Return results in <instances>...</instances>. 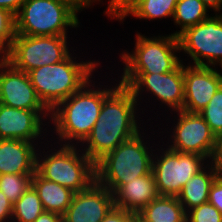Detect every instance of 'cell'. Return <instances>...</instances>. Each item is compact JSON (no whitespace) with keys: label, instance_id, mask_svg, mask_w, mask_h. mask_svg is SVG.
I'll return each instance as SVG.
<instances>
[{"label":"cell","instance_id":"21","mask_svg":"<svg viewBox=\"0 0 222 222\" xmlns=\"http://www.w3.org/2000/svg\"><path fill=\"white\" fill-rule=\"evenodd\" d=\"M186 214L177 197L159 195L136 214L135 221L186 222Z\"/></svg>","mask_w":222,"mask_h":222},{"label":"cell","instance_id":"36","mask_svg":"<svg viewBox=\"0 0 222 222\" xmlns=\"http://www.w3.org/2000/svg\"><path fill=\"white\" fill-rule=\"evenodd\" d=\"M34 222H64V218L60 214L43 211Z\"/></svg>","mask_w":222,"mask_h":222},{"label":"cell","instance_id":"22","mask_svg":"<svg viewBox=\"0 0 222 222\" xmlns=\"http://www.w3.org/2000/svg\"><path fill=\"white\" fill-rule=\"evenodd\" d=\"M208 8L201 0H178L173 15L174 22L180 28L179 31L172 33L178 36L186 28L195 26L209 17Z\"/></svg>","mask_w":222,"mask_h":222},{"label":"cell","instance_id":"29","mask_svg":"<svg viewBox=\"0 0 222 222\" xmlns=\"http://www.w3.org/2000/svg\"><path fill=\"white\" fill-rule=\"evenodd\" d=\"M139 0H109L107 10L104 12L111 19L120 20L125 13Z\"/></svg>","mask_w":222,"mask_h":222},{"label":"cell","instance_id":"9","mask_svg":"<svg viewBox=\"0 0 222 222\" xmlns=\"http://www.w3.org/2000/svg\"><path fill=\"white\" fill-rule=\"evenodd\" d=\"M162 154V155H161ZM153 155L152 174L159 195L177 197L186 183L205 166V157L167 148ZM159 157V158H158Z\"/></svg>","mask_w":222,"mask_h":222},{"label":"cell","instance_id":"17","mask_svg":"<svg viewBox=\"0 0 222 222\" xmlns=\"http://www.w3.org/2000/svg\"><path fill=\"white\" fill-rule=\"evenodd\" d=\"M35 145L19 139H0V175L34 174L37 154Z\"/></svg>","mask_w":222,"mask_h":222},{"label":"cell","instance_id":"38","mask_svg":"<svg viewBox=\"0 0 222 222\" xmlns=\"http://www.w3.org/2000/svg\"><path fill=\"white\" fill-rule=\"evenodd\" d=\"M4 59V56L0 53V62Z\"/></svg>","mask_w":222,"mask_h":222},{"label":"cell","instance_id":"11","mask_svg":"<svg viewBox=\"0 0 222 222\" xmlns=\"http://www.w3.org/2000/svg\"><path fill=\"white\" fill-rule=\"evenodd\" d=\"M121 76L119 83L128 87L136 100H139L138 96L146 90L150 94L153 93L157 100L160 99V103L172 108V111L183 109V62L168 73H122Z\"/></svg>","mask_w":222,"mask_h":222},{"label":"cell","instance_id":"12","mask_svg":"<svg viewBox=\"0 0 222 222\" xmlns=\"http://www.w3.org/2000/svg\"><path fill=\"white\" fill-rule=\"evenodd\" d=\"M176 112L179 119L177 118L173 134L170 135L173 144L171 143L168 148L177 152L201 155L209 159V162L215 146V134L210 126L199 113L183 110Z\"/></svg>","mask_w":222,"mask_h":222},{"label":"cell","instance_id":"3","mask_svg":"<svg viewBox=\"0 0 222 222\" xmlns=\"http://www.w3.org/2000/svg\"><path fill=\"white\" fill-rule=\"evenodd\" d=\"M71 54L63 61L28 72L31 84L44 106L52 111L60 102L79 91L92 78L99 63H77ZM92 73V74H91Z\"/></svg>","mask_w":222,"mask_h":222},{"label":"cell","instance_id":"8","mask_svg":"<svg viewBox=\"0 0 222 222\" xmlns=\"http://www.w3.org/2000/svg\"><path fill=\"white\" fill-rule=\"evenodd\" d=\"M66 36L15 35L4 59L15 69L29 71L65 60L70 54Z\"/></svg>","mask_w":222,"mask_h":222},{"label":"cell","instance_id":"20","mask_svg":"<svg viewBox=\"0 0 222 222\" xmlns=\"http://www.w3.org/2000/svg\"><path fill=\"white\" fill-rule=\"evenodd\" d=\"M44 211L64 215L71 204L74 192L58 183L43 178L37 171L31 177Z\"/></svg>","mask_w":222,"mask_h":222},{"label":"cell","instance_id":"25","mask_svg":"<svg viewBox=\"0 0 222 222\" xmlns=\"http://www.w3.org/2000/svg\"><path fill=\"white\" fill-rule=\"evenodd\" d=\"M33 174H2L0 175V190L14 204L31 185Z\"/></svg>","mask_w":222,"mask_h":222},{"label":"cell","instance_id":"10","mask_svg":"<svg viewBox=\"0 0 222 222\" xmlns=\"http://www.w3.org/2000/svg\"><path fill=\"white\" fill-rule=\"evenodd\" d=\"M218 14L186 28L177 36L180 52L187 53L194 66L216 67L219 64L222 67V13Z\"/></svg>","mask_w":222,"mask_h":222},{"label":"cell","instance_id":"33","mask_svg":"<svg viewBox=\"0 0 222 222\" xmlns=\"http://www.w3.org/2000/svg\"><path fill=\"white\" fill-rule=\"evenodd\" d=\"M68 7L76 16L84 8H89L92 3L89 0H52Z\"/></svg>","mask_w":222,"mask_h":222},{"label":"cell","instance_id":"30","mask_svg":"<svg viewBox=\"0 0 222 222\" xmlns=\"http://www.w3.org/2000/svg\"><path fill=\"white\" fill-rule=\"evenodd\" d=\"M136 214L113 207L101 222H135Z\"/></svg>","mask_w":222,"mask_h":222},{"label":"cell","instance_id":"23","mask_svg":"<svg viewBox=\"0 0 222 222\" xmlns=\"http://www.w3.org/2000/svg\"><path fill=\"white\" fill-rule=\"evenodd\" d=\"M178 0H139L119 20H124L129 14L139 19H162L172 17Z\"/></svg>","mask_w":222,"mask_h":222},{"label":"cell","instance_id":"4","mask_svg":"<svg viewBox=\"0 0 222 222\" xmlns=\"http://www.w3.org/2000/svg\"><path fill=\"white\" fill-rule=\"evenodd\" d=\"M140 133L121 143L95 164L96 181L113 194L133 178L152 172V151L155 150L146 146L148 142H144Z\"/></svg>","mask_w":222,"mask_h":222},{"label":"cell","instance_id":"2","mask_svg":"<svg viewBox=\"0 0 222 222\" xmlns=\"http://www.w3.org/2000/svg\"><path fill=\"white\" fill-rule=\"evenodd\" d=\"M90 82L50 111L49 121L52 119L54 131L60 138L58 141L65 145H77L86 140L98 120L103 100L119 85L92 89Z\"/></svg>","mask_w":222,"mask_h":222},{"label":"cell","instance_id":"14","mask_svg":"<svg viewBox=\"0 0 222 222\" xmlns=\"http://www.w3.org/2000/svg\"><path fill=\"white\" fill-rule=\"evenodd\" d=\"M0 103L25 110H48L38 98L28 73L15 69L3 59L0 62Z\"/></svg>","mask_w":222,"mask_h":222},{"label":"cell","instance_id":"13","mask_svg":"<svg viewBox=\"0 0 222 222\" xmlns=\"http://www.w3.org/2000/svg\"><path fill=\"white\" fill-rule=\"evenodd\" d=\"M184 104L183 111L201 112L222 86V73L209 66L183 64Z\"/></svg>","mask_w":222,"mask_h":222},{"label":"cell","instance_id":"15","mask_svg":"<svg viewBox=\"0 0 222 222\" xmlns=\"http://www.w3.org/2000/svg\"><path fill=\"white\" fill-rule=\"evenodd\" d=\"M113 207L114 194L95 180L87 189L74 193L64 222H101Z\"/></svg>","mask_w":222,"mask_h":222},{"label":"cell","instance_id":"34","mask_svg":"<svg viewBox=\"0 0 222 222\" xmlns=\"http://www.w3.org/2000/svg\"><path fill=\"white\" fill-rule=\"evenodd\" d=\"M210 160V162L222 169V131L215 136V146Z\"/></svg>","mask_w":222,"mask_h":222},{"label":"cell","instance_id":"32","mask_svg":"<svg viewBox=\"0 0 222 222\" xmlns=\"http://www.w3.org/2000/svg\"><path fill=\"white\" fill-rule=\"evenodd\" d=\"M13 213V204L0 190V222H11ZM10 220V221H9Z\"/></svg>","mask_w":222,"mask_h":222},{"label":"cell","instance_id":"35","mask_svg":"<svg viewBox=\"0 0 222 222\" xmlns=\"http://www.w3.org/2000/svg\"><path fill=\"white\" fill-rule=\"evenodd\" d=\"M26 0H0V7L16 15Z\"/></svg>","mask_w":222,"mask_h":222},{"label":"cell","instance_id":"19","mask_svg":"<svg viewBox=\"0 0 222 222\" xmlns=\"http://www.w3.org/2000/svg\"><path fill=\"white\" fill-rule=\"evenodd\" d=\"M220 174L221 169L210 162L209 165L207 164L186 183L180 194L177 196L186 213L189 210L208 202L210 187Z\"/></svg>","mask_w":222,"mask_h":222},{"label":"cell","instance_id":"26","mask_svg":"<svg viewBox=\"0 0 222 222\" xmlns=\"http://www.w3.org/2000/svg\"><path fill=\"white\" fill-rule=\"evenodd\" d=\"M199 114L210 126L215 136L222 131V86L216 91L208 105Z\"/></svg>","mask_w":222,"mask_h":222},{"label":"cell","instance_id":"18","mask_svg":"<svg viewBox=\"0 0 222 222\" xmlns=\"http://www.w3.org/2000/svg\"><path fill=\"white\" fill-rule=\"evenodd\" d=\"M159 196L152 172L133 178L114 193V206L132 213H139Z\"/></svg>","mask_w":222,"mask_h":222},{"label":"cell","instance_id":"28","mask_svg":"<svg viewBox=\"0 0 222 222\" xmlns=\"http://www.w3.org/2000/svg\"><path fill=\"white\" fill-rule=\"evenodd\" d=\"M186 222H222V214L210 202H206L189 210Z\"/></svg>","mask_w":222,"mask_h":222},{"label":"cell","instance_id":"31","mask_svg":"<svg viewBox=\"0 0 222 222\" xmlns=\"http://www.w3.org/2000/svg\"><path fill=\"white\" fill-rule=\"evenodd\" d=\"M208 202L215 206L222 214V174L212 183L209 190Z\"/></svg>","mask_w":222,"mask_h":222},{"label":"cell","instance_id":"27","mask_svg":"<svg viewBox=\"0 0 222 222\" xmlns=\"http://www.w3.org/2000/svg\"><path fill=\"white\" fill-rule=\"evenodd\" d=\"M16 35L15 15L0 7V53L5 57Z\"/></svg>","mask_w":222,"mask_h":222},{"label":"cell","instance_id":"16","mask_svg":"<svg viewBox=\"0 0 222 222\" xmlns=\"http://www.w3.org/2000/svg\"><path fill=\"white\" fill-rule=\"evenodd\" d=\"M49 115V110L17 109L0 103V139H19L35 143L37 138L42 137V126L45 122L43 117Z\"/></svg>","mask_w":222,"mask_h":222},{"label":"cell","instance_id":"37","mask_svg":"<svg viewBox=\"0 0 222 222\" xmlns=\"http://www.w3.org/2000/svg\"><path fill=\"white\" fill-rule=\"evenodd\" d=\"M204 5L208 8V9H213L214 12H221L222 9V0H201Z\"/></svg>","mask_w":222,"mask_h":222},{"label":"cell","instance_id":"5","mask_svg":"<svg viewBox=\"0 0 222 222\" xmlns=\"http://www.w3.org/2000/svg\"><path fill=\"white\" fill-rule=\"evenodd\" d=\"M50 151L44 157L40 155L42 153L36 154V171L43 178L74 193L82 192L96 180L95 163L84 152L77 151L76 145L61 143L58 150Z\"/></svg>","mask_w":222,"mask_h":222},{"label":"cell","instance_id":"24","mask_svg":"<svg viewBox=\"0 0 222 222\" xmlns=\"http://www.w3.org/2000/svg\"><path fill=\"white\" fill-rule=\"evenodd\" d=\"M44 211L37 191L32 185L13 204L11 222H34Z\"/></svg>","mask_w":222,"mask_h":222},{"label":"cell","instance_id":"1","mask_svg":"<svg viewBox=\"0 0 222 222\" xmlns=\"http://www.w3.org/2000/svg\"><path fill=\"white\" fill-rule=\"evenodd\" d=\"M138 100L132 91L119 85L103 100L100 115L90 135L80 145L95 164L121 143L136 136L141 129L136 114ZM137 104V105H136ZM137 119V120H136Z\"/></svg>","mask_w":222,"mask_h":222},{"label":"cell","instance_id":"7","mask_svg":"<svg viewBox=\"0 0 222 222\" xmlns=\"http://www.w3.org/2000/svg\"><path fill=\"white\" fill-rule=\"evenodd\" d=\"M134 49L120 56L125 64L123 73H168L182 62L176 56L180 51L178 37L172 33L150 38L137 33Z\"/></svg>","mask_w":222,"mask_h":222},{"label":"cell","instance_id":"6","mask_svg":"<svg viewBox=\"0 0 222 222\" xmlns=\"http://www.w3.org/2000/svg\"><path fill=\"white\" fill-rule=\"evenodd\" d=\"M78 25L68 7L52 0H26L15 15L16 35L67 36L68 27Z\"/></svg>","mask_w":222,"mask_h":222},{"label":"cell","instance_id":"39","mask_svg":"<svg viewBox=\"0 0 222 222\" xmlns=\"http://www.w3.org/2000/svg\"><path fill=\"white\" fill-rule=\"evenodd\" d=\"M89 1H90L91 3H93V2L95 3V1H98V2H99L100 0H89Z\"/></svg>","mask_w":222,"mask_h":222}]
</instances>
